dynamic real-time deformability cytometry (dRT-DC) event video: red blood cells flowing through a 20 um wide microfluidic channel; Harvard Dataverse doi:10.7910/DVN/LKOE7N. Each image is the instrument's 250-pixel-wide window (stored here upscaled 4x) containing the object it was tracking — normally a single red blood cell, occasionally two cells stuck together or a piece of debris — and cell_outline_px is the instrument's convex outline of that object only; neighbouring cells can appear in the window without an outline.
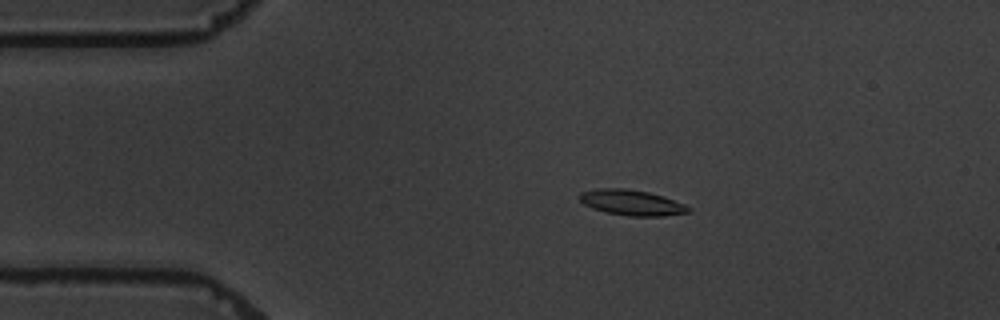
{"species": "common noctule bat (a hibernating species)", "species_latin": "Nyctalus noctula", "temperature_condition": "warm", "stored_images_in_passage": 4, "camera_frame_rate_fps": 3000, "um_per_image_px": 0.085, "animal": {"sex": "male", "body_mass_g": 19.5, "forearm_length_mm": 54.6}, "frame": {"image": 1, "passage_image": 3, "time_ms": 3.0, "image_size_px": [1000, 320], "cell_outline_px": [[692, 212], [664, 216], [628, 216], [604, 212], [592, 208], [584, 204], [580, 200], [580, 192], [596, 188], [628, 188], [648, 192], [664, 196], [684, 204], [692, 208]], "centroid_in_image_um": [53.71, 17.22], "position_along_channel_um": 31.3, "area_um2": 16.42}}